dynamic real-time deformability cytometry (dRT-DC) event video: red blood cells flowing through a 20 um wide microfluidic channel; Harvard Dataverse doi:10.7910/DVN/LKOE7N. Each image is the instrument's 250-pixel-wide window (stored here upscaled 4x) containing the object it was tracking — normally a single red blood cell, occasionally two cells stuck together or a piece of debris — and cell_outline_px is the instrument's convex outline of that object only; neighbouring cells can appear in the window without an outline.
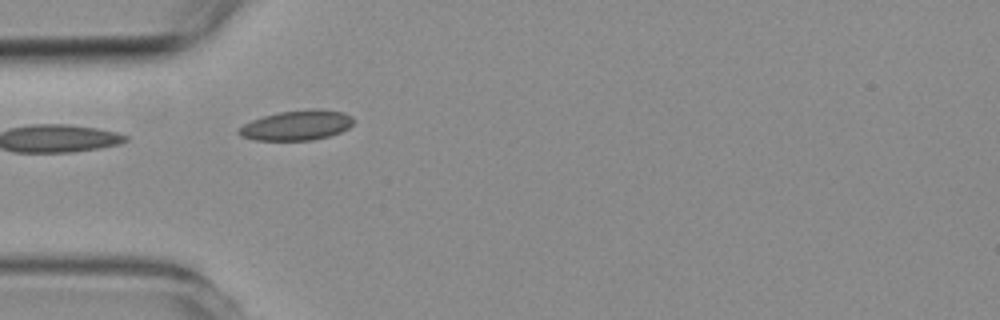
{"species": "common noctule bat (a hibernating species)", "species_latin": "Nyctalus noctula", "temperature_condition": "room temperature", "stored_images_in_passage": 3, "camera_frame_rate_fps": 3000, "um_per_image_px": 0.085, "animal": {"sex": "female", "body_mass_g": 19.3, "forearm_length_mm": 54.1}, "frame": {"image": 1, "passage_image": 2, "time_ms": 1.333, "image_size_px": [1000, 320], "cell_outline_px": [[352, 124], [348, 128], [340, 132], [328, 136], [312, 140], [256, 140], [240, 136], [236, 132], [244, 124], [252, 120], [264, 116], [280, 112], [316, 108], [320, 108], [344, 112], [352, 116]], "centroid_in_image_um": [25.23, 10.64], "position_along_channel_um": 59.8, "area_um2": 19.94}}